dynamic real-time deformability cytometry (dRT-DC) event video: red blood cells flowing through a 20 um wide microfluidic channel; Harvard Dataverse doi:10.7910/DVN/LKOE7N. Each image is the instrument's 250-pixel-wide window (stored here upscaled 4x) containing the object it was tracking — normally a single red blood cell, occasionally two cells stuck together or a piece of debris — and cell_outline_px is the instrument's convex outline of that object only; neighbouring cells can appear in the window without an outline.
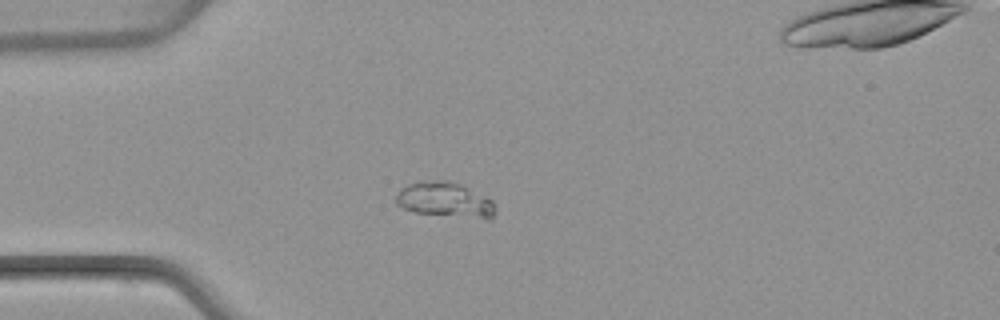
{"species": "common noctule bat (a hibernating species)", "species_latin": "Nyctalus noctula", "temperature_condition": "warm", "stored_images_in_passage": 5, "camera_frame_rate_fps": 3000, "um_per_image_px": 0.085, "animal": {"sex": "female", "body_mass_g": 22.7, "forearm_length_mm": 54.2}, "frame": {"image": 1, "passage_image": 4, "time_ms": 3.667, "image_size_px": [1000, 320], "cell_outline_px": [[496, 212], [492, 220], [488, 220], [416, 212], [404, 208], [396, 204], [396, 196], [400, 188], [408, 184], [420, 180], [444, 180], [460, 184], [492, 200], [496, 208]], "centroid_in_image_um": [37.85, 16.99], "position_along_channel_um": 47.2, "area_um2": 20.46}}